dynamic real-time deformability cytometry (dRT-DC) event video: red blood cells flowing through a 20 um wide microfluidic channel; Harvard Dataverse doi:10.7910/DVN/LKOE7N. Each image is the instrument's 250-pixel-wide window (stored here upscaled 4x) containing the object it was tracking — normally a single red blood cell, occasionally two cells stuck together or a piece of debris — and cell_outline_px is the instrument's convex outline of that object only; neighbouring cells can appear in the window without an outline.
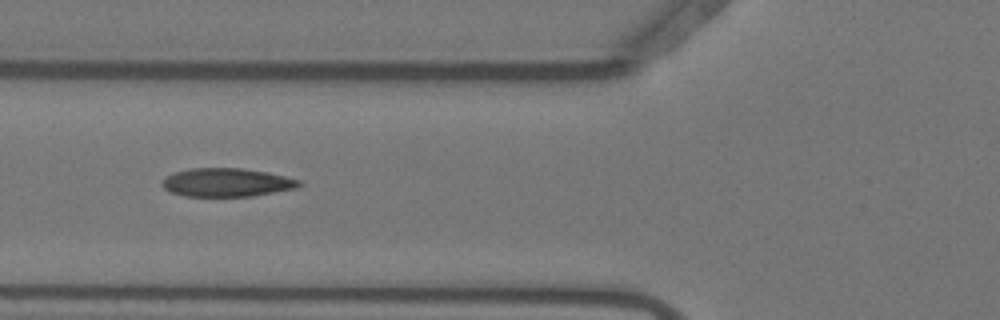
{"species": "Egyptian fruit bat (a non-hibernating species)", "species_latin": "Rousettus aegyptiacus", "temperature_condition": "warm", "stored_images_in_passage": 7, "camera_frame_rate_fps": 3000, "um_per_image_px": 0.085, "animal": {"sex": "female"}, "frame": {"image": 1, "passage_image": 3, "time_ms": 0.667, "image_size_px": [1000, 320], "cell_outline_px": [[304, 184], [296, 188], [252, 196], [184, 196], [172, 192], [164, 188], [160, 184], [160, 180], [164, 176], [176, 172], [192, 168], [240, 168], [268, 172], [300, 180]], "centroid_in_image_um": [19.25, 15.5], "position_along_channel_um": 106.5, "area_um2": 22.77}}
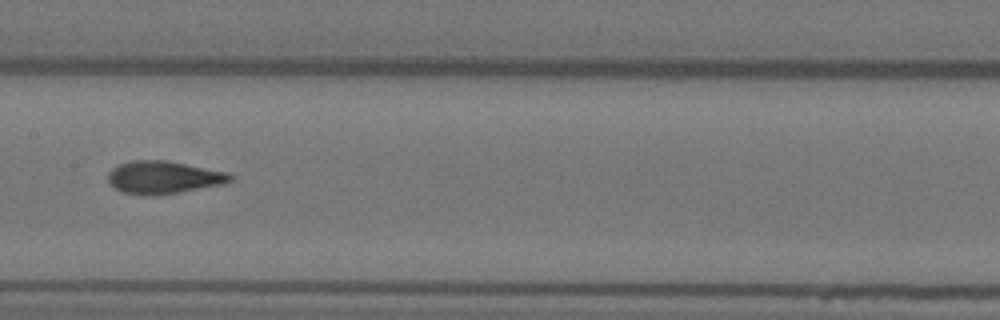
{"frame": {"image": 2, "passage_image": 5, "time_ms": 1.333, "image_size_px": [1000, 320], "cell_outline_px": [[236, 176], [232, 180], [224, 184], [180, 192], [148, 196], [144, 196], [120, 192], [108, 180], [108, 172], [112, 168], [120, 164], [132, 160], [168, 160], [228, 172]], "centroid_in_image_um": [13.93, 15.07], "position_along_channel_um": 193.5, "area_um2": 23.52}}
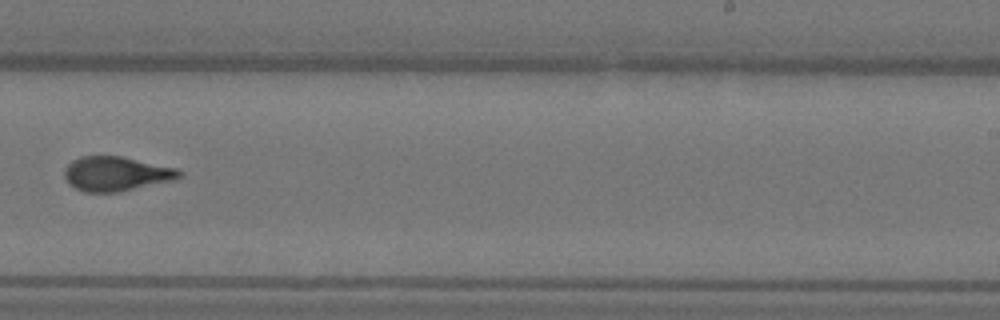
{"frame": {"image": 3, "passage_image": 7, "time_ms": 2.0, "image_size_px": [1000, 320], "cell_outline_px": [[184, 176], [176, 180], [120, 192], [84, 192], [68, 184], [64, 176], [64, 172], [68, 164], [72, 160], [80, 156], [120, 156], [176, 168], [184, 172]], "centroid_in_image_um": [9.91, 14.78], "position_along_channel_um": 279.1, "area_um2": 23.29}}